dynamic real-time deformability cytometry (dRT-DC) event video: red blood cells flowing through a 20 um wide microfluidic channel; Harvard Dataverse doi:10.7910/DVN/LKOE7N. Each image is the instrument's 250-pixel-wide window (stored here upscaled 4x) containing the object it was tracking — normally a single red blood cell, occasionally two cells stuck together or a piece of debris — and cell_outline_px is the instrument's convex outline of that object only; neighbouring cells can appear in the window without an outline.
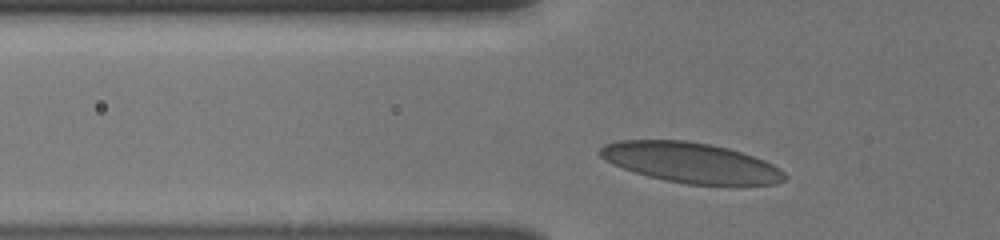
{"species": "human", "species_latin": "Homo sapiens", "temperature_condition": "cold", "stored_images_in_passage": 34, "camera_frame_rate_fps": 3000, "um_per_image_px": 0.085, "donor": {"sex": "male"}, "frame": {"image": 1, "passage_image": 7, "time_ms": 2.0, "image_size_px": [1000, 240], "cell_outline_px": [[788, 176], [784, 180], [776, 184], [688, 184], [664, 180], [648, 176], [612, 164], [604, 160], [600, 156], [600, 148], [604, 144], [620, 140], [684, 140], [712, 144], [728, 148], [764, 160], [780, 168]], "centroid_in_image_um": [58.71, 13.81], "position_along_channel_um": 67.1, "area_um2": 43.0}}
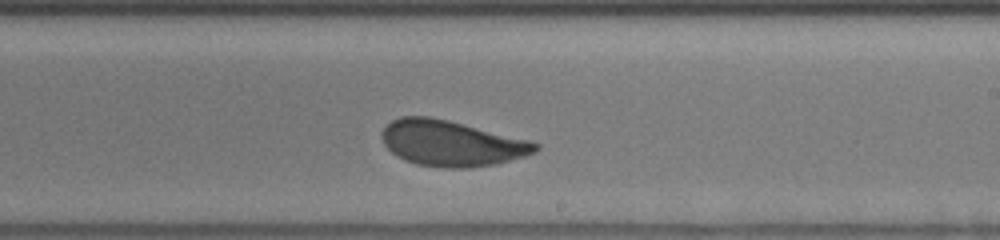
{"frame": {"image": 2, "passage_image": 22, "time_ms": 7.0, "image_size_px": [1000, 240], "cell_outline_px": [[540, 148], [536, 152], [524, 156], [496, 164], [468, 168], [448, 168], [416, 164], [404, 160], [392, 152], [384, 144], [380, 136], [380, 132], [392, 120], [400, 116], [428, 116], [448, 120], [528, 140], [540, 144]], "centroid_in_image_um": [38.35, 12.18], "position_along_channel_um": 250.7, "area_um2": 40.75}}
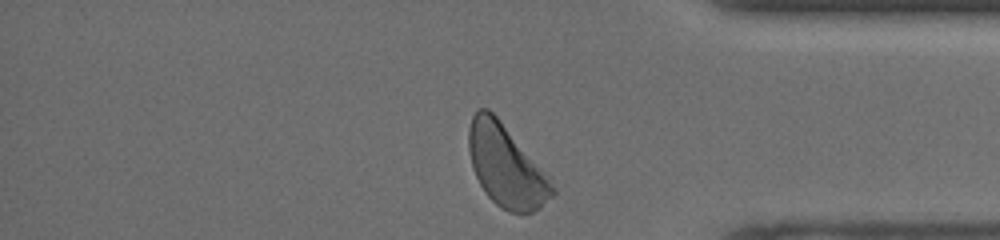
{"frame": {"image": 3, "passage_image": 34, "time_ms": 11.0, "image_size_px": [1000, 240], "cell_outline_px": [[556, 192], [540, 208], [532, 212], [508, 212], [500, 208], [488, 196], [480, 184], [472, 168], [468, 148], [468, 128], [472, 116], [480, 108], [488, 108], [500, 120], [552, 176], [556, 188]], "centroid_in_image_um": [43.06, 14.11], "position_along_channel_um": 392.1, "area_um2": 40.4}, "authors_computed_cell_mechanics": {"area_um2": 40.7779, "velocity_mm_per_s": 3.79, "shape_relaxation_time_tau1_ms": 2.7353, "shape_relaxation_time_tau2_ms": null, "deformation_change_tau1": 0.0957, "deformation_change_tau2": null}}